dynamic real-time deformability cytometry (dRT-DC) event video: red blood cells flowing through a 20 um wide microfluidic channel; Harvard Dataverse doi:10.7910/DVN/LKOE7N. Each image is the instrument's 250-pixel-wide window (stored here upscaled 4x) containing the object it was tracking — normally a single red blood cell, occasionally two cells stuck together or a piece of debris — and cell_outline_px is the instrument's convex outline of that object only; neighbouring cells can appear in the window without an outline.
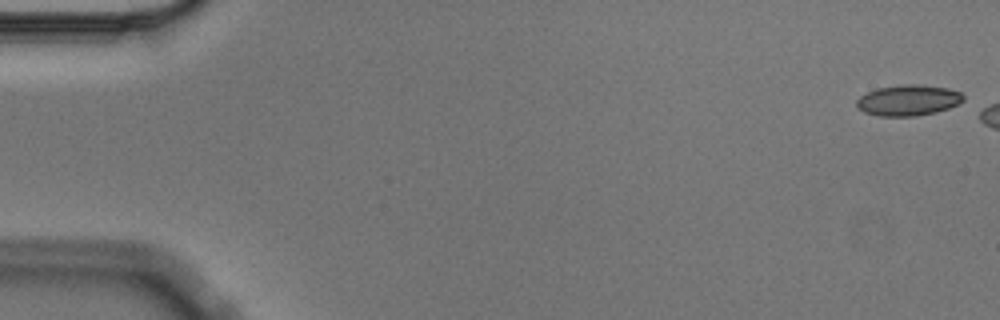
{"species": "Egyptian fruit bat (a non-hibernating species)", "species_latin": "Rousettus aegyptiacus", "temperature_condition": "cold", "stored_images_in_passage": 3, "camera_frame_rate_fps": 3000, "um_per_image_px": 0.085, "animal": {"sex": "male"}, "frame": {"image": 1, "passage_image": 1, "time_ms": 0.0, "image_size_px": [1000, 320], "cell_outline_px": [[964, 100], [960, 104], [936, 112], [916, 116], [880, 116], [864, 112], [856, 108], [856, 100], [860, 96], [876, 88], [904, 84], [912, 84], [948, 88], [960, 92], [964, 96]], "centroid_in_image_um": [77.19, 8.53], "position_along_channel_um": 7.8, "area_um2": 19.25}}